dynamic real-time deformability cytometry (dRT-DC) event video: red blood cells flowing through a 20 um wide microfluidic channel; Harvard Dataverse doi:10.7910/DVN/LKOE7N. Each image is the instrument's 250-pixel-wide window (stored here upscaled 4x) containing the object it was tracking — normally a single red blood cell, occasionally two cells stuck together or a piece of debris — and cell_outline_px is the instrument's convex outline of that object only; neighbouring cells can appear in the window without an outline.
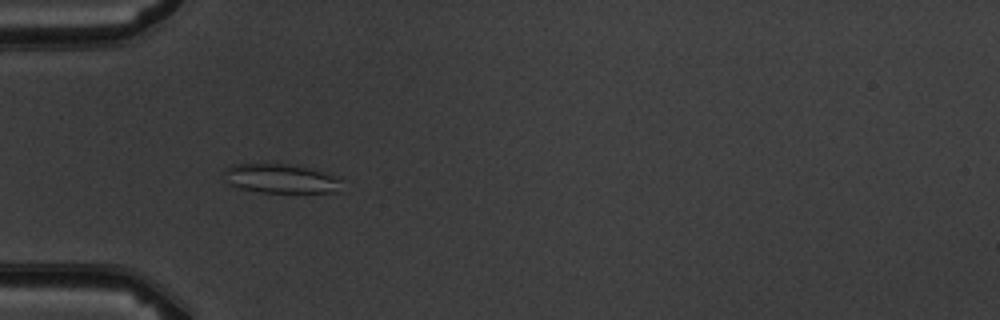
{"species": "common noctule bat (a hibernating species)", "species_latin": "Nyctalus noctula", "temperature_condition": "warm", "stored_images_in_passage": 8, "camera_frame_rate_fps": 3000, "um_per_image_px": 0.085, "animal": {"sex": "male", "body_mass_g": 19.5, "forearm_length_mm": 54.6}, "frame": {"image": 1, "passage_image": 3, "time_ms": 2.0, "image_size_px": [1000, 320], "cell_outline_px": [[340, 180], [336, 192], [260, 192], [240, 188], [224, 180], [224, 168], [232, 164], [300, 164], [336, 176]], "centroid_in_image_um": [23.83, 15.15], "position_along_channel_um": 61.2, "area_um2": 20.0}}
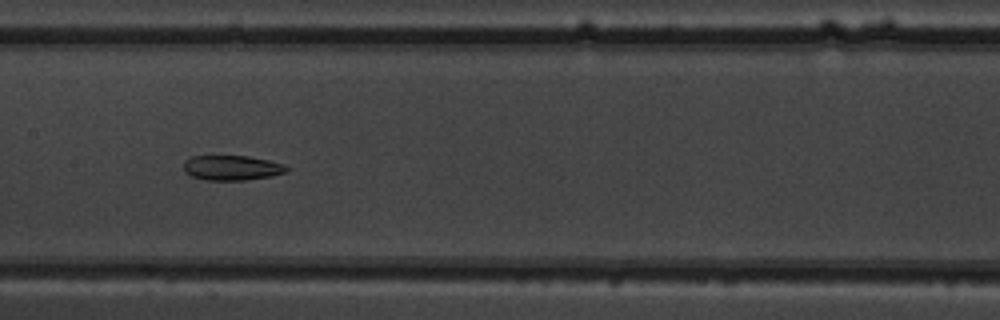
{"frame": {"image": 2, "passage_image": 6, "time_ms": 5.333, "image_size_px": [1000, 320], "cell_outline_px": [[288, 172], [272, 176], [248, 180], [204, 180], [192, 176], [184, 172], [184, 160], [192, 156], [248, 156], [268, 160], [284, 164], [288, 168]], "centroid_in_image_um": [19.71, 14.27], "position_along_channel_um": 187.7, "area_um2": 15.09}}
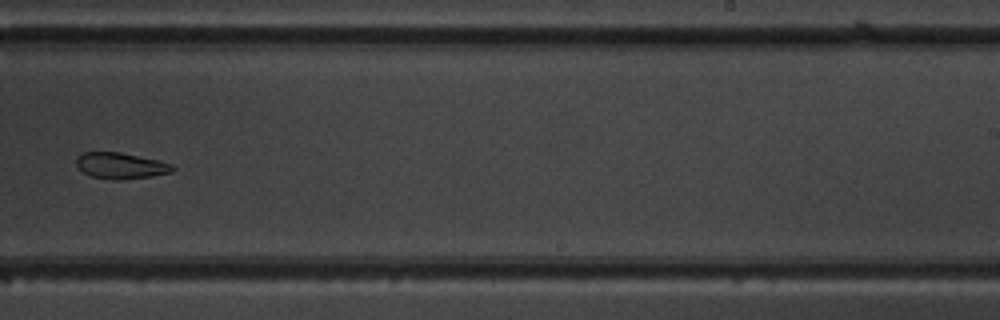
{"frame": {"image": 3, "passage_image": 8, "time_ms": 7.667, "image_size_px": [1000, 320], "cell_outline_px": [[176, 168], [172, 172], [152, 176], [124, 180], [112, 180], [92, 176], [84, 172], [76, 164], [76, 156], [84, 152], [120, 152], [156, 160], [172, 164]], "centroid_in_image_um": [10.26, 14.09], "position_along_channel_um": 278.7, "area_um2": 14.62}}